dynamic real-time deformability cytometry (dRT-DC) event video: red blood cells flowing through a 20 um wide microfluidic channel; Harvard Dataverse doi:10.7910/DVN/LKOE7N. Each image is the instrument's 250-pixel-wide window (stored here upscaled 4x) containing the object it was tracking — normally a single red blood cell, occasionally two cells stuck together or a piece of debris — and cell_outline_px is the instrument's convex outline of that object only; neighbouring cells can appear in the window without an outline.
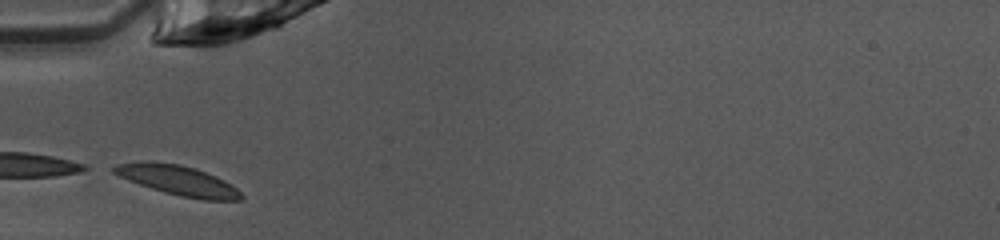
{"species": "common noctule bat (a hibernating species)", "species_latin": "Nyctalus noctula", "temperature_condition": "warm", "stored_images_in_passage": 8, "camera_frame_rate_fps": 3000, "um_per_image_px": 0.085, "animal": {"sex": "female", "body_mass_g": 10.0, "forearm_length_mm": 53.1}, "frame": {"image": 1, "passage_image": 1, "time_ms": 0.0, "image_size_px": [1000, 240], "cell_outline_px": [[244, 196], [240, 200], [204, 200], [180, 196], [164, 192], [128, 180], [112, 172], [112, 168], [116, 164], [140, 160], [148, 160], [180, 164], [196, 168], [216, 176], [224, 180], [236, 188]], "centroid_in_image_um": [15.11, 15.31], "position_along_channel_um": 69.9, "area_um2": 22.25}}